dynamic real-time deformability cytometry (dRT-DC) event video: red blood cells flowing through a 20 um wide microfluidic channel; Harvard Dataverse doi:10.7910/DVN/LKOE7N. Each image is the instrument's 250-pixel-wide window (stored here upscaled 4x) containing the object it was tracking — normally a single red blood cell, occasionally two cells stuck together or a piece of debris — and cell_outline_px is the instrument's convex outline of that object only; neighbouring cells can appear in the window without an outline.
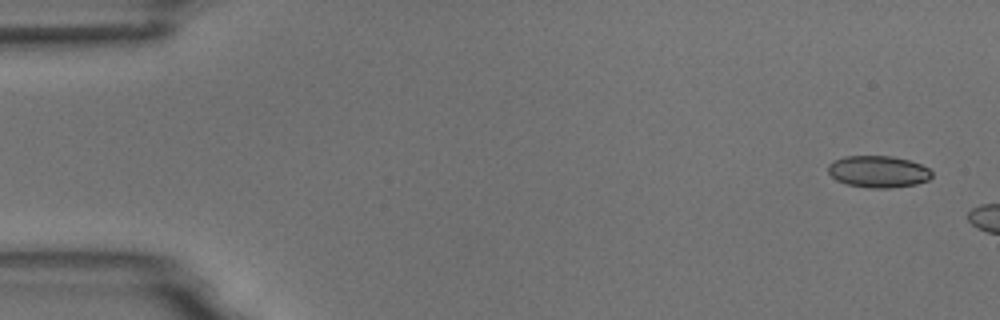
{"species": "common noctule bat (a hibernating species)", "species_latin": "Nyctalus noctula", "temperature_condition": "room temperature", "stored_images_in_passage": 3, "camera_frame_rate_fps": 3000, "um_per_image_px": 0.085, "animal": {"sex": "male", "body_mass_g": 18.8}, "frame": {"image": 1, "passage_image": 1, "time_ms": 0.0, "image_size_px": [1000, 320], "cell_outline_px": [[932, 176], [928, 180], [916, 184], [892, 188], [868, 188], [848, 184], [836, 180], [828, 172], [828, 164], [832, 160], [844, 156], [892, 156], [908, 160], [920, 164], [928, 168], [932, 172]], "centroid_in_image_um": [74.63, 14.59], "position_along_channel_um": 10.4, "area_um2": 19.31}}